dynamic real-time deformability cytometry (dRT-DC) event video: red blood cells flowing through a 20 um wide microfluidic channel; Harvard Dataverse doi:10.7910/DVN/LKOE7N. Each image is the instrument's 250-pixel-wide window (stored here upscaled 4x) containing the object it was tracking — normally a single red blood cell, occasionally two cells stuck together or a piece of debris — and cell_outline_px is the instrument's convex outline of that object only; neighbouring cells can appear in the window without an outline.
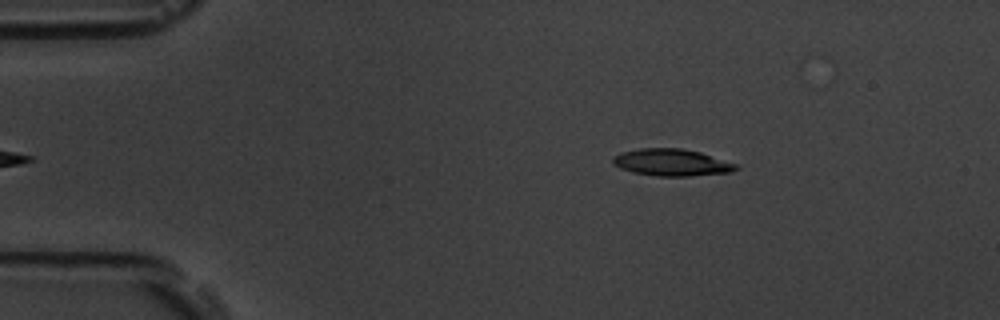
{"species": "common noctule bat (a hibernating species)", "species_latin": "Nyctalus noctula", "temperature_condition": "room temperature", "stored_images_in_passage": 48, "camera_frame_rate_fps": 3000, "um_per_image_px": 0.085, "animal": {"sex": "male", "body_mass_g": 19.5, "forearm_length_mm": 54.6}, "frame": {"image": 1, "passage_image": 2, "time_ms": 0.333, "image_size_px": [1000, 320], "cell_outline_px": [[740, 168], [732, 172], [688, 176], [656, 176], [632, 172], [620, 168], [612, 164], [612, 160], [620, 152], [640, 148], [680, 148], [700, 152], [736, 164]], "centroid_in_image_um": [57.08, 13.81], "position_along_channel_um": 27.9, "area_um2": 19.31}}
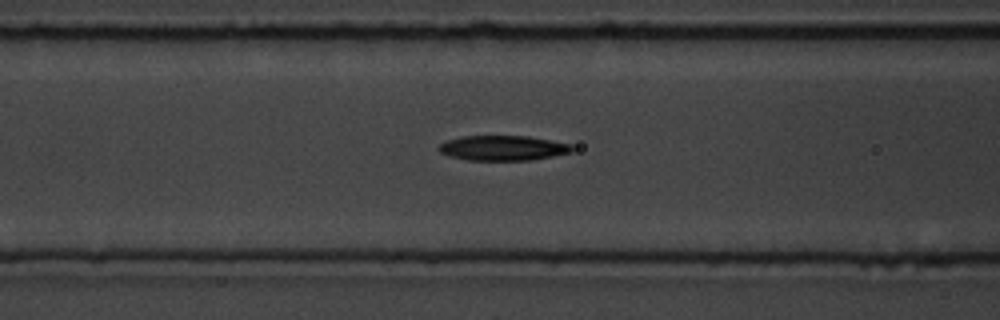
{"frame": {"image": 2, "passage_image": 15, "time_ms": 4.667, "image_size_px": [1000, 320], "cell_outline_px": [[576, 148], [572, 152], [532, 160], [468, 160], [448, 156], [440, 152], [436, 148], [444, 140], [464, 136], [528, 136], [572, 144]], "centroid_in_image_um": [42.74, 12.58], "position_along_channel_um": 123.9, "area_um2": 19.59}}
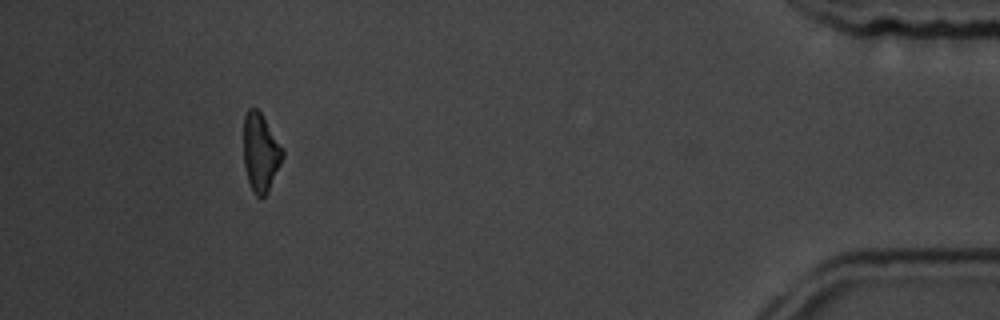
{"frame": {"image": 3, "passage_image": 44, "time_ms": 14.333, "image_size_px": [1000, 320], "cell_outline_px": [[284, 156], [268, 192], [264, 196], [256, 196], [252, 192], [244, 168], [244, 116], [248, 108], [256, 108], [260, 112], [284, 148]], "centroid_in_image_um": [22.15, 12.96], "position_along_channel_um": 413.0, "area_um2": 17.86}, "authors_computed_cell_mechanics": {"area_um2": 19.3052, "velocity_mm_per_s": 3.6518, "shape_relaxation_time_tau1_ms": 3.5381, "shape_relaxation_time_tau2_ms": 4.6663, "deformation_change_tau1": 0.1243, "deformation_change_tau2": 0.1519}}